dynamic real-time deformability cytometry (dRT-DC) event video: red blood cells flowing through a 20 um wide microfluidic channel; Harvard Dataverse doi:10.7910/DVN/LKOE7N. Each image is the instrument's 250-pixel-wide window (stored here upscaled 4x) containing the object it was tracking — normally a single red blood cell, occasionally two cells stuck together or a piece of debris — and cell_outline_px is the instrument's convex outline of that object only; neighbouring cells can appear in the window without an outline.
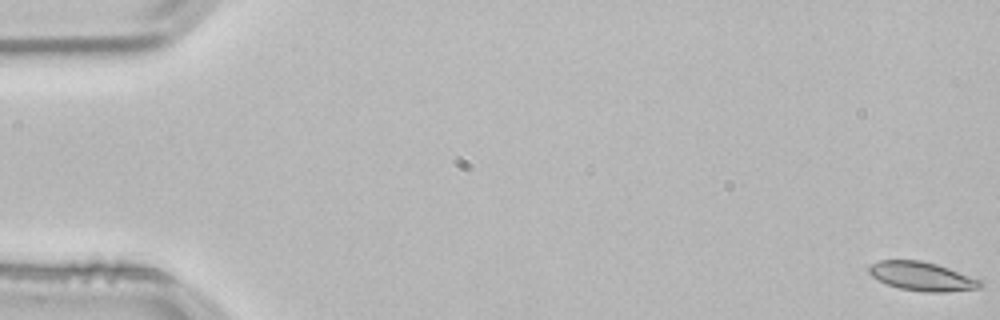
{"species": "common noctule bat (a hibernating species)", "species_latin": "Nyctalus noctula", "temperature_condition": "room temperature", "stored_images_in_passage": 54, "camera_frame_rate_fps": 3000, "um_per_image_px": 0.085, "animal": {"sex": "male", "body_mass_g": 21.5, "forearm_length_mm": 52.0}, "frame": {"image": 1, "passage_image": 1, "time_ms": 0.0, "image_size_px": [1000, 320], "cell_outline_px": [[984, 284], [980, 288], [944, 292], [924, 292], [900, 288], [888, 284], [872, 276], [868, 272], [868, 268], [872, 264], [880, 260], [920, 260], [936, 264], [984, 280]], "centroid_in_image_um": [78.42, 23.49], "position_along_channel_um": 6.6, "area_um2": 18.67}}
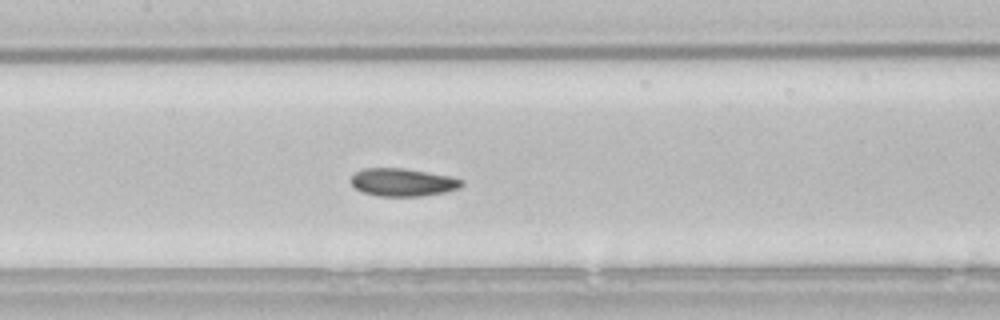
{"frame": {"image": 2, "passage_image": 26, "time_ms": 8.333, "image_size_px": [1000, 320], "cell_outline_px": [[464, 184], [460, 188], [444, 192], [424, 196], [376, 196], [364, 192], [356, 188], [348, 180], [356, 172], [364, 168], [404, 168], [452, 176], [464, 180]], "centroid_in_image_um": [34.26, 15.49], "position_along_channel_um": 173.1, "area_um2": 18.15}}
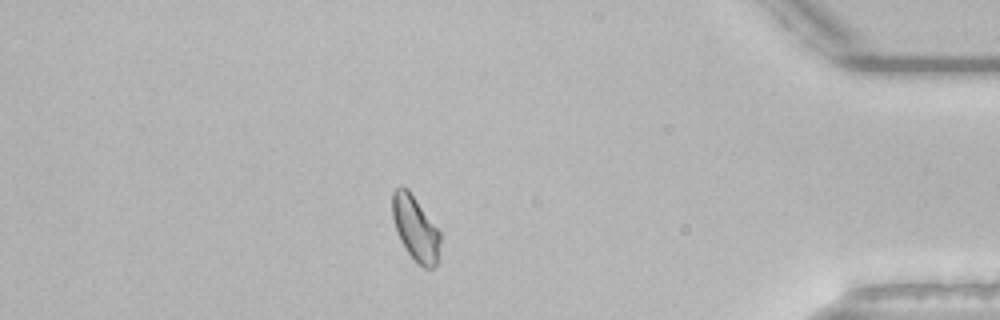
{"frame": {"image": 3, "passage_image": 47, "time_ms": 15.333, "image_size_px": [1000, 320], "cell_outline_px": [[440, 240], [436, 264], [432, 268], [424, 268], [416, 264], [400, 240], [392, 216], [392, 192], [396, 188], [408, 188], [440, 232]], "centroid_in_image_um": [35.3, 19.42], "position_along_channel_um": 399.9, "area_um2": 17.8}, "authors_computed_cell_mechanics": {"area_um2": 18.207, "velocity_mm_per_s": 3.8155, "shape_relaxation_time_tau1_ms": 5.1026, "shape_relaxation_time_tau2_ms": 11.1364, "deformation_change_tau1": 0.1149, "deformation_change_tau2": 0.132}}